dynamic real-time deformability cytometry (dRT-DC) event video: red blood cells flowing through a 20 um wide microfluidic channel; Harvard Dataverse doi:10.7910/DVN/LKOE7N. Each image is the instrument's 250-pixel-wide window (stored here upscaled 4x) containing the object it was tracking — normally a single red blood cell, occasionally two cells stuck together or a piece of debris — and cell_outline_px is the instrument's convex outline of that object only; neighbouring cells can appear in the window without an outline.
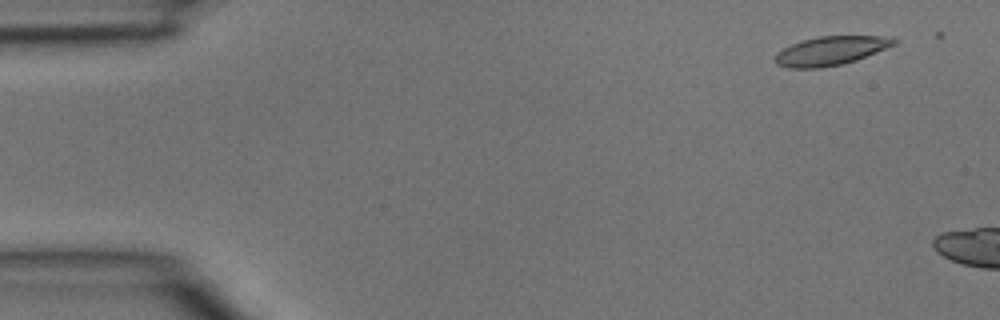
{"species": "common noctule bat (a hibernating species)", "species_latin": "Nyctalus noctula", "temperature_condition": "room temperature", "stored_images_in_passage": 2, "camera_frame_rate_fps": 3000, "um_per_image_px": 0.085, "animal": {"sex": "male", "body_mass_g": 15.6}, "frame": {"image": 1, "passage_image": 1, "time_ms": 0.0, "image_size_px": [1000, 320], "cell_outline_px": [[900, 40], [896, 44], [856, 60], [844, 64], [820, 68], [788, 68], [776, 64], [776, 52], [800, 40], [820, 36], [892, 36]], "centroid_in_image_um": [70.64, 4.31], "position_along_channel_um": 14.4, "area_um2": 20.11}}